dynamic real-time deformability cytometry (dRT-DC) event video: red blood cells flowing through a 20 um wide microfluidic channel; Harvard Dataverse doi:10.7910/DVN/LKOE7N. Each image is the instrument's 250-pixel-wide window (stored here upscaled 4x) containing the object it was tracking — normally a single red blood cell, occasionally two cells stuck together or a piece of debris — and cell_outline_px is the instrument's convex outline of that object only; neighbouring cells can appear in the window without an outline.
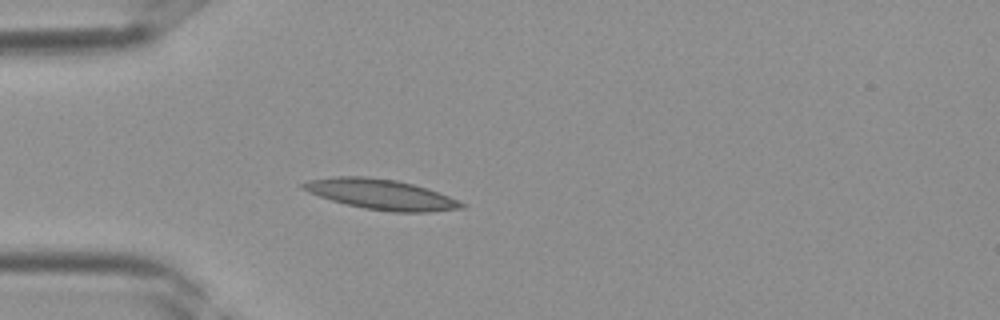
{"species": "Egyptian fruit bat (a non-hibernating species)", "species_latin": "Rousettus aegyptiacus", "temperature_condition": "room temperature", "stored_images_in_passage": 28, "camera_frame_rate_fps": 3000, "um_per_image_px": 0.085, "frame": {"image": 1, "passage_image": 1, "time_ms": 0.0, "image_size_px": [1000, 320], "cell_outline_px": [[468, 204], [464, 208], [428, 212], [392, 212], [364, 208], [344, 204], [320, 196], [304, 188], [300, 184], [308, 180], [336, 176], [364, 176], [396, 180], [428, 188], [440, 192]], "centroid_in_image_um": [32.46, 16.52], "position_along_channel_um": 52.5, "area_um2": 27.86}}
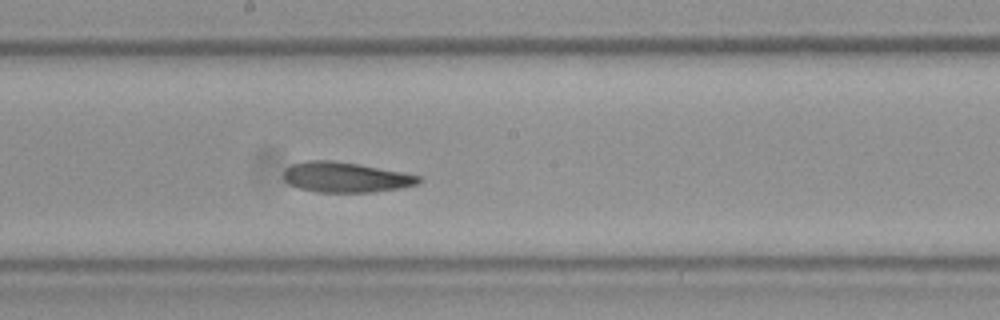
{"frame": {"image": 2, "passage_image": 11, "time_ms": 3.333, "image_size_px": [1000, 320], "cell_outline_px": [[424, 180], [416, 184], [400, 188], [372, 192], [320, 192], [300, 188], [288, 184], [284, 180], [284, 168], [292, 164], [308, 160], [332, 160], [360, 164], [420, 176]], "centroid_in_image_um": [29.35, 15.06], "position_along_channel_um": 218.8, "area_um2": 23.76}}
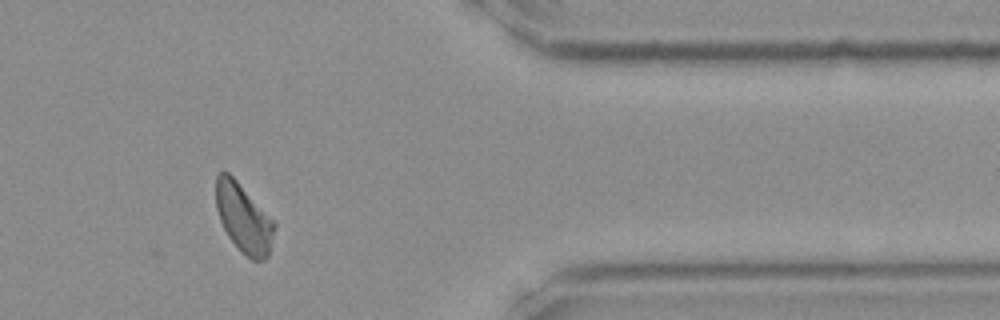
{"frame": {"image": 3, "passage_image": 22, "time_ms": 7.0, "image_size_px": [1000, 320], "cell_outline_px": [[276, 224], [268, 256], [264, 260], [252, 260], [240, 252], [228, 236], [220, 220], [216, 208], [216, 176], [224, 168], [276, 220]], "centroid_in_image_um": [20.72, 18.53], "position_along_channel_um": 390.7, "area_um2": 23.76}}